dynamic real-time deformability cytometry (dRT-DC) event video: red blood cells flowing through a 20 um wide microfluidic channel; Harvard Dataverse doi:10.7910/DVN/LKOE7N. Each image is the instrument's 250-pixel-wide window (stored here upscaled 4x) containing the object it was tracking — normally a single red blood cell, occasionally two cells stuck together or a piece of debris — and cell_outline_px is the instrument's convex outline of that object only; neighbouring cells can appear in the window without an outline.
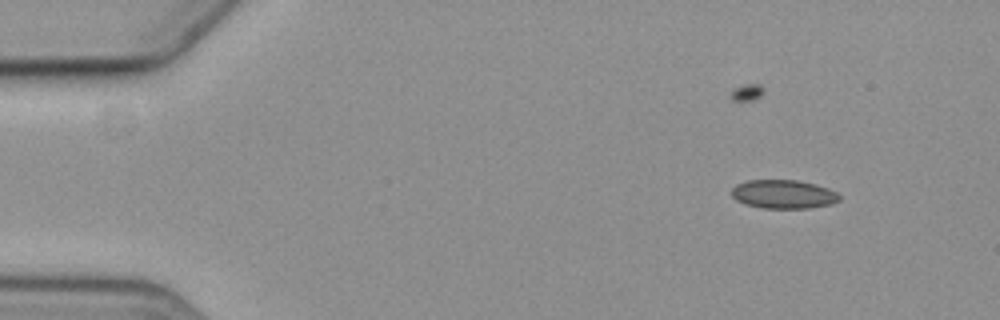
{"species": "common noctule bat (a hibernating species)", "species_latin": "Nyctalus noctula", "temperature_condition": "cold", "stored_images_in_passage": 5, "camera_frame_rate_fps": 3000, "um_per_image_px": 0.085, "animal": {"sex": "female", "body_mass_g": 19.3, "forearm_length_mm": 54.1}, "frame": {"image": 1, "passage_image": 2, "time_ms": 1.333, "image_size_px": [1000, 320], "cell_outline_px": [[840, 200], [832, 204], [808, 208], [764, 208], [744, 204], [736, 200], [732, 196], [732, 188], [736, 184], [748, 180], [796, 180], [816, 184], [828, 188], [836, 192], [840, 196]], "centroid_in_image_um": [66.59, 16.51], "position_along_channel_um": 18.4, "area_um2": 18.09}}